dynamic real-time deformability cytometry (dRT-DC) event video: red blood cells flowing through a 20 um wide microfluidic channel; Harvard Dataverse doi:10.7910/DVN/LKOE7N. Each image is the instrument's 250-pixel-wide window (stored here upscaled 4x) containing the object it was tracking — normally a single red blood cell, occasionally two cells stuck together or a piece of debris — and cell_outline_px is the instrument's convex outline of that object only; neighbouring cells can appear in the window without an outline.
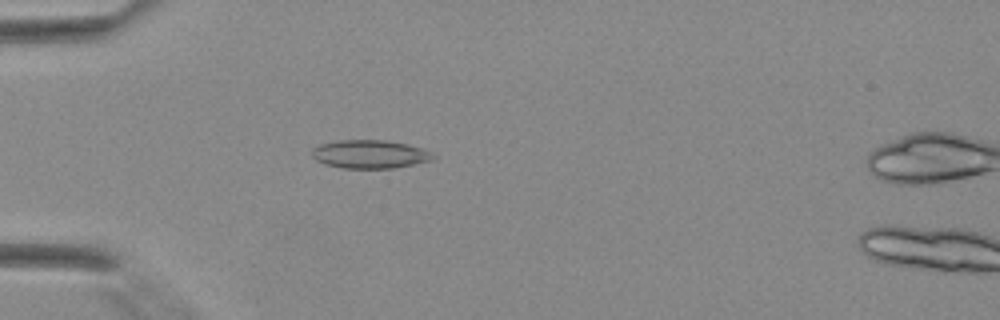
{"species": "Egyptian fruit bat (a non-hibernating species)", "species_latin": "Rousettus aegyptiacus", "temperature_condition": "warm", "stored_images_in_passage": 4, "camera_frame_rate_fps": 3000, "um_per_image_px": 0.085, "animal": {"sex": "female"}, "frame": {"image": 1, "passage_image": 3, "time_ms": 0.667, "image_size_px": [1000, 320], "cell_outline_px": [[436, 156], [432, 160], [392, 168], [344, 168], [324, 164], [316, 160], [312, 156], [312, 148], [320, 144], [340, 140], [388, 140], [408, 144], [424, 148], [432, 152]], "centroid_in_image_um": [31.45, 13.09], "position_along_channel_um": 53.5, "area_um2": 20.11}}